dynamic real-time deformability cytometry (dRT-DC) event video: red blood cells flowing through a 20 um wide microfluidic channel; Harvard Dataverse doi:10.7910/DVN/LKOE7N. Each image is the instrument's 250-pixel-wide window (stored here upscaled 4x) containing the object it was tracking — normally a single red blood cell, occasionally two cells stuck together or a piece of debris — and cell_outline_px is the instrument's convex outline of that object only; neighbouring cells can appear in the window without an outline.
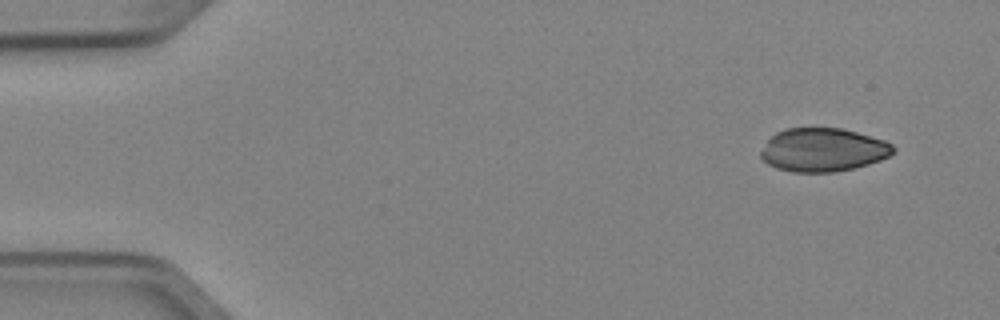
{"species": "Egyptian fruit bat (a non-hibernating species)", "species_latin": "Rousettus aegyptiacus", "temperature_condition": "cold", "stored_images_in_passage": 4, "camera_frame_rate_fps": 3000, "um_per_image_px": 0.085, "animal": {"sex": "female"}, "frame": {"image": 1, "passage_image": 1, "time_ms": 0.0, "image_size_px": [1000, 320], "cell_outline_px": [[896, 152], [880, 160], [868, 164], [852, 168], [832, 172], [792, 172], [776, 168], [768, 164], [760, 156], [760, 152], [768, 140], [776, 132], [788, 128], [840, 128], [856, 132], [884, 140], [892, 144], [896, 148]], "centroid_in_image_um": [69.96, 12.74], "position_along_channel_um": 15.0, "area_um2": 33.41}}
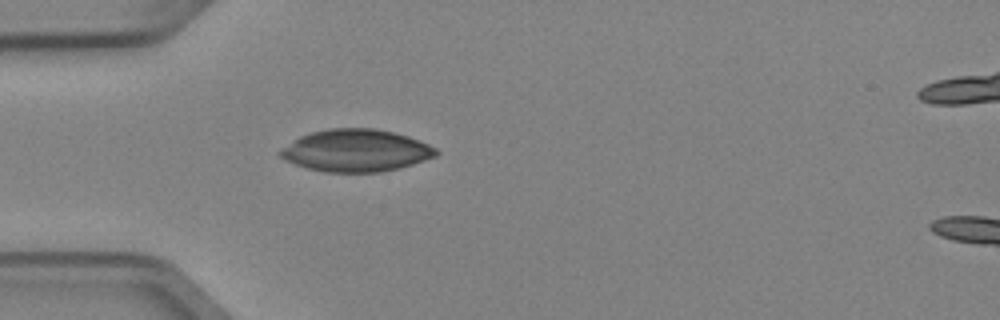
{"frame": {"image": 2, "passage_image": 4, "time_ms": 1.0, "image_size_px": [1000, 320], "cell_outline_px": [[440, 152], [436, 156], [400, 168], [380, 172], [324, 172], [308, 168], [284, 160], [276, 152], [280, 148], [300, 136], [312, 132], [328, 128], [376, 128], [408, 136], [420, 140], [436, 148]], "centroid_in_image_um": [30.24, 12.79], "position_along_channel_um": 54.8, "area_um2": 38.49}}